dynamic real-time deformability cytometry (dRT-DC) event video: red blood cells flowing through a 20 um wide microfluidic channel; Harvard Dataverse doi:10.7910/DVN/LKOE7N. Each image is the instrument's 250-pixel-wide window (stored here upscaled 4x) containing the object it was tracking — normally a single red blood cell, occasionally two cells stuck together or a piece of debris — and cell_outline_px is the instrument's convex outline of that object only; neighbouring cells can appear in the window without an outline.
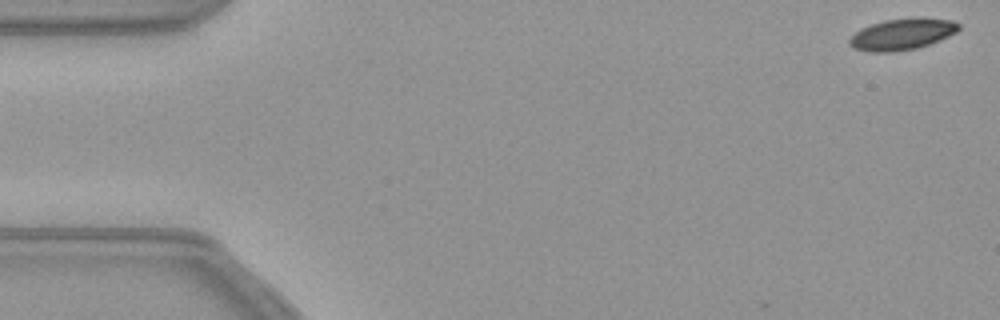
{"species": "common noctule bat (a hibernating species)", "species_latin": "Nyctalus noctula", "temperature_condition": "warm", "stored_images_in_passage": 3, "camera_frame_rate_fps": 3000, "um_per_image_px": 0.085, "animal": {"sex": "female", "body_mass_g": 21.9}, "frame": {"image": 1, "passage_image": 1, "time_ms": 0.0, "image_size_px": [1000, 320], "cell_outline_px": [[960, 28], [956, 32], [940, 40], [916, 48], [892, 52], [872, 52], [856, 48], [848, 44], [848, 40], [860, 28], [884, 20], [952, 20], [960, 24]], "centroid_in_image_um": [76.64, 2.95], "position_along_channel_um": 8.4, "area_um2": 19.07}}